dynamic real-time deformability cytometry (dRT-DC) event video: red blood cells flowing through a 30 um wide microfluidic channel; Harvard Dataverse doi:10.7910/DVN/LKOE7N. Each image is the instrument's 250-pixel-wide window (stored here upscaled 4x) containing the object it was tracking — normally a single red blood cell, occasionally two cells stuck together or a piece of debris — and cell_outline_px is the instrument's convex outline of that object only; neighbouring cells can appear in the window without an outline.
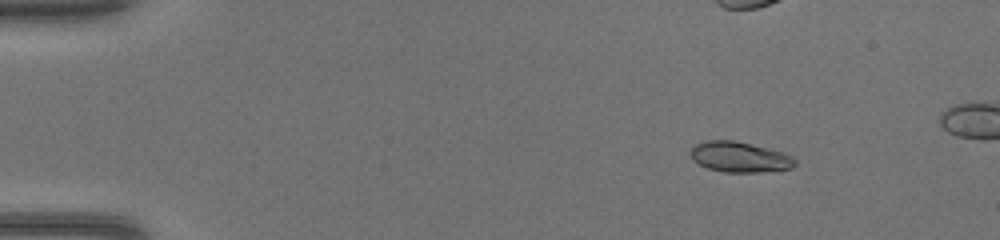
{"species": "common noctule bat (a hibernating species)", "species_latin": "Nyctalus noctula", "temperature_condition": "warm", "stored_images_in_passage": 45, "camera_frame_rate_fps": 3000, "um_per_image_px": 0.085, "animal": {"sex": "female", "body_mass_g": 17.0, "forearm_length_mm": 48.0}, "frame": {"image": 1, "passage_image": 7, "time_ms": 2.0, "image_size_px": [1000, 240], "cell_outline_px": [[796, 164], [792, 168], [756, 172], [724, 172], [708, 168], [692, 160], [688, 152], [696, 144], [704, 140], [732, 140], [752, 144], [784, 152], [792, 156], [796, 160]], "centroid_in_image_um": [62.85, 13.33], "position_along_channel_um": 22.1, "area_um2": 18.61}}